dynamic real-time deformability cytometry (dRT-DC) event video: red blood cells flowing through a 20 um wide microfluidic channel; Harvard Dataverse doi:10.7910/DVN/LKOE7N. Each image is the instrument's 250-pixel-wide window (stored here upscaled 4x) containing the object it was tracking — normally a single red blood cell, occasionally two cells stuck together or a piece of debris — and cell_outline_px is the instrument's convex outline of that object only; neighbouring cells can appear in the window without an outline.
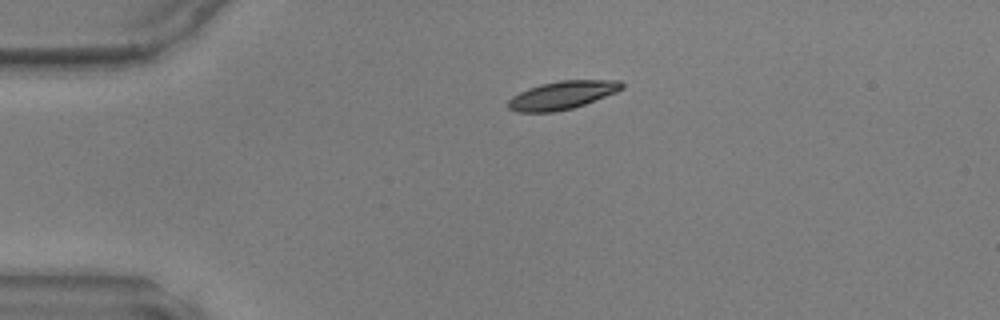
{"species": "common noctule bat (a hibernating species)", "species_latin": "Nyctalus noctula", "temperature_condition": "warm", "stored_images_in_passage": 38, "camera_frame_rate_fps": 3000, "um_per_image_px": 0.085, "animal": {"sex": "male", "body_mass_g": 17.9, "forearm_length_mm": 54.2}, "frame": {"image": 1, "passage_image": 1, "time_ms": 0.0, "image_size_px": [1000, 320], "cell_outline_px": [[624, 88], [616, 92], [584, 104], [572, 108], [552, 112], [520, 112], [508, 108], [508, 100], [512, 96], [528, 88], [540, 84], [560, 80], [620, 80], [624, 84]], "centroid_in_image_um": [47.79, 8.07], "position_along_channel_um": 37.2, "area_um2": 18.55}}
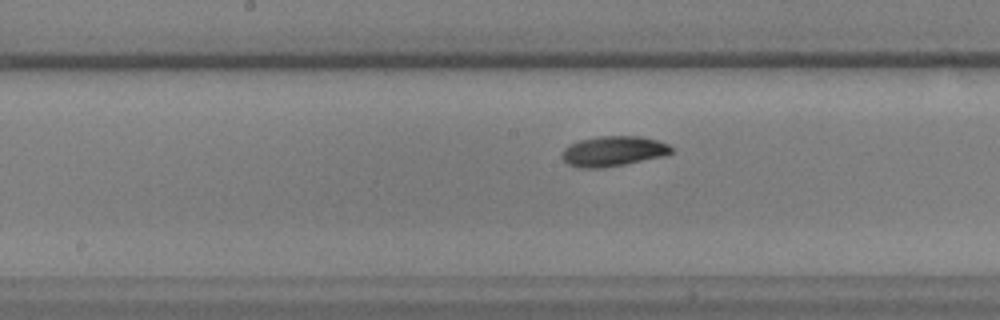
{"frame": {"image": 2, "passage_image": 15, "time_ms": 4.667, "image_size_px": [1000, 320], "cell_outline_px": [[672, 152], [664, 156], [604, 168], [580, 168], [568, 164], [560, 156], [564, 148], [580, 140], [600, 136], [640, 136], [656, 140], [668, 144], [672, 148]], "centroid_in_image_um": [52.11, 12.86], "position_along_channel_um": 196.1, "area_um2": 19.13}}
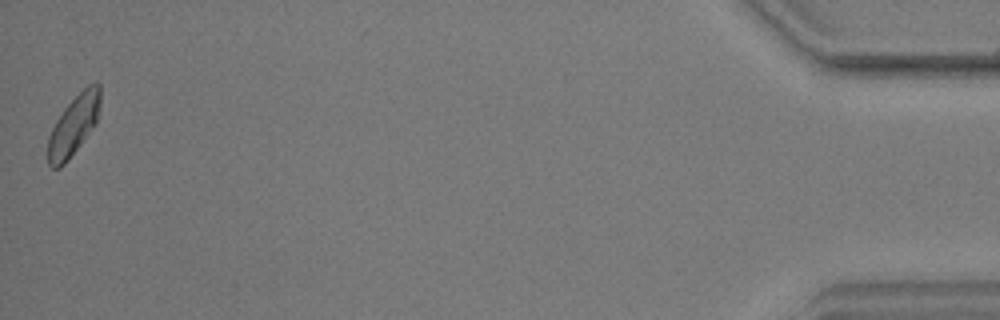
{"frame": {"image": 3, "passage_image": 38, "time_ms": 12.333, "image_size_px": [1000, 320], "cell_outline_px": [[100, 104], [96, 124], [68, 160], [60, 168], [52, 168], [48, 164], [48, 136], [56, 120], [64, 108], [88, 84], [96, 80], [100, 84]], "centroid_in_image_um": [6.27, 10.64], "position_along_channel_um": 428.9, "area_um2": 18.26}}